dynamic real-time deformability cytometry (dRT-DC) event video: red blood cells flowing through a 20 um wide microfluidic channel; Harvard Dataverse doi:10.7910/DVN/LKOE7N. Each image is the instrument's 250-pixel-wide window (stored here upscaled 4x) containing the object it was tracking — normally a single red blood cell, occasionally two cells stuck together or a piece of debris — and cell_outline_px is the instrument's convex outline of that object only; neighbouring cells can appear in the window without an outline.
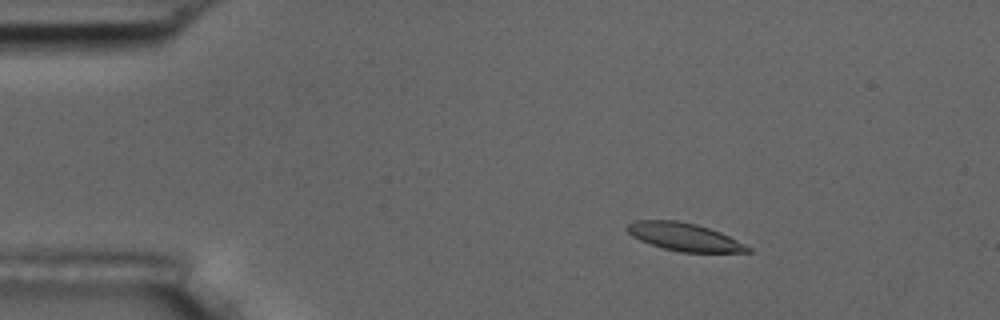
{"species": "common noctule bat (a hibernating species)", "species_latin": "Nyctalus noctula", "temperature_condition": "room temperature", "stored_images_in_passage": 3, "camera_frame_rate_fps": 3000, "um_per_image_px": 0.085, "animal": {"sex": "male", "body_mass_g": 17.5, "forearm_length_mm": 52.3}, "frame": {"image": 1, "passage_image": 1, "time_ms": 0.0, "image_size_px": [1000, 320], "cell_outline_px": [[752, 252], [680, 252], [664, 248], [640, 240], [632, 236], [628, 232], [628, 224], [636, 220], [676, 220], [696, 224], [720, 232], [752, 248]], "centroid_in_image_um": [58.17, 20.13], "position_along_channel_um": 26.8, "area_um2": 19.31}}